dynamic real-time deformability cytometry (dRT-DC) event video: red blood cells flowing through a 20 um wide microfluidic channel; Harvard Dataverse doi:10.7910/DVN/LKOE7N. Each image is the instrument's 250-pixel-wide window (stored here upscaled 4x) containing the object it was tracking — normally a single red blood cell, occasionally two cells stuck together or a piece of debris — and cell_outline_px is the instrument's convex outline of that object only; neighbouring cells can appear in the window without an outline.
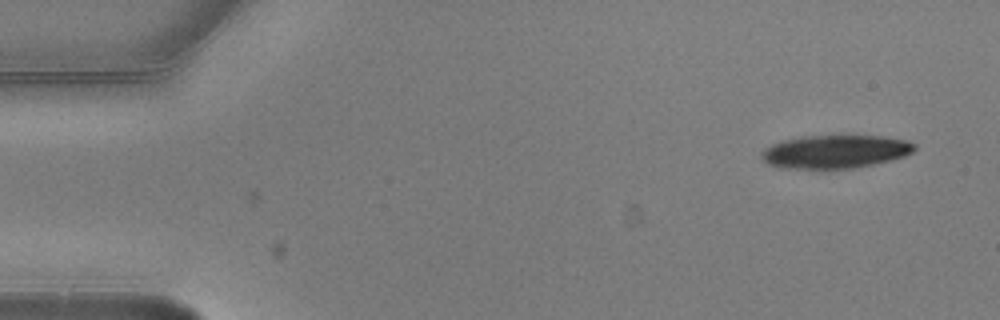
{"species": "common noctule bat (a hibernating species)", "species_latin": "Nyctalus noctula", "temperature_condition": "warm", "stored_images_in_passage": 6, "camera_frame_rate_fps": 3000, "um_per_image_px": 0.085, "animal": {"sex": "male", "body_mass_g": 20.5, "forearm_length_mm": 52.5}, "frame": {"image": 1, "passage_image": 1, "time_ms": 0.0, "image_size_px": [1000, 320], "cell_outline_px": [[916, 148], [912, 152], [904, 156], [872, 164], [852, 168], [788, 168], [768, 164], [760, 156], [760, 152], [764, 148], [772, 144], [784, 140], [804, 136], [880, 136], [908, 140], [916, 144]], "centroid_in_image_um": [70.99, 12.88], "position_along_channel_um": 14.0, "area_um2": 29.3}}